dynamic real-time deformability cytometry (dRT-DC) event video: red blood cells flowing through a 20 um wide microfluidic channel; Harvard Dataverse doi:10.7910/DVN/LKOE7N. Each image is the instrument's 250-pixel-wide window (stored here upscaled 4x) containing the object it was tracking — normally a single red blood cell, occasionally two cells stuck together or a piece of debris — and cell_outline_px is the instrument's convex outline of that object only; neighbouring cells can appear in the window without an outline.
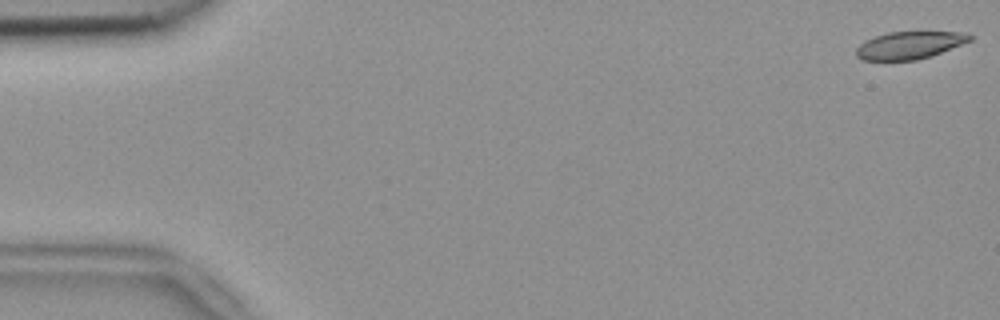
{"species": "common noctule bat (a hibernating species)", "species_latin": "Nyctalus noctula", "temperature_condition": "room temperature", "stored_images_in_passage": 54, "camera_frame_rate_fps": 3000, "um_per_image_px": 0.085, "animal": {"sex": "female", "body_mass_g": 18.4}, "frame": {"image": 1, "passage_image": 1, "time_ms": 0.0, "image_size_px": [1000, 320], "cell_outline_px": [[972, 40], [940, 52], [916, 60], [864, 60], [856, 56], [856, 48], [864, 40], [888, 32], [920, 28], [960, 32], [972, 36]], "centroid_in_image_um": [77.32, 3.77], "position_along_channel_um": 7.7, "area_um2": 18.9}}
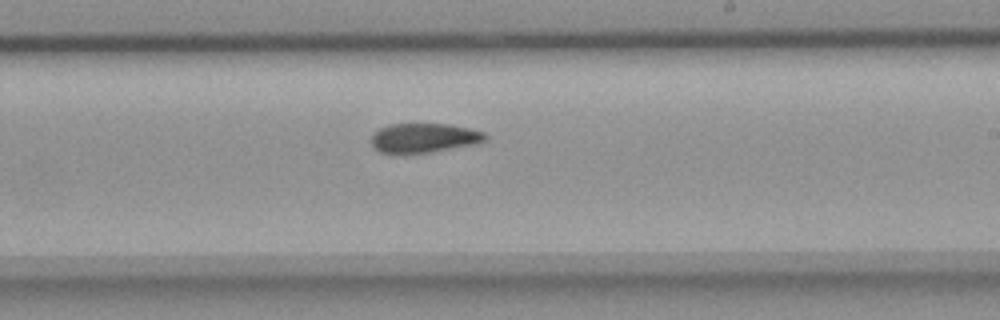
{"frame": {"image": 2, "passage_image": 32, "time_ms": 10.333, "image_size_px": [1000, 320], "cell_outline_px": [[488, 140], [476, 144], [432, 152], [380, 152], [372, 148], [372, 136], [380, 128], [388, 124], [448, 124], [468, 128], [484, 132], [488, 136]], "centroid_in_image_um": [36.08, 11.71], "position_along_channel_um": 252.9, "area_um2": 19.36}}
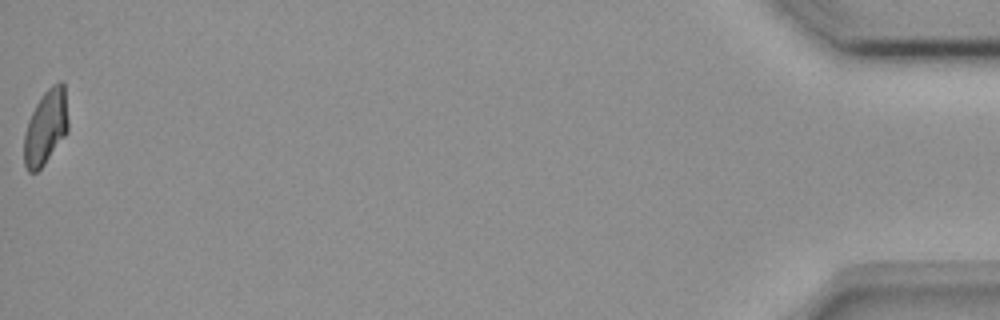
{"frame": {"image": 3, "passage_image": 54, "time_ms": 17.667, "image_size_px": [1000, 320], "cell_outline_px": [[68, 132], [44, 164], [36, 172], [28, 172], [24, 164], [24, 132], [28, 120], [36, 104], [44, 92], [52, 84], [60, 80], [64, 80], [68, 120]], "centroid_in_image_um": [3.9, 10.79], "position_along_channel_um": 431.3, "area_um2": 19.36}, "authors_computed_cell_mechanics": {"area_um2": 20.0566, "velocity_mm_per_s": 3.7766, "shape_relaxation_time_tau1_ms": null, "shape_relaxation_time_tau2_ms": 3.0599, "deformation_change_tau1": null, "deformation_change_tau2": 0.0744}}